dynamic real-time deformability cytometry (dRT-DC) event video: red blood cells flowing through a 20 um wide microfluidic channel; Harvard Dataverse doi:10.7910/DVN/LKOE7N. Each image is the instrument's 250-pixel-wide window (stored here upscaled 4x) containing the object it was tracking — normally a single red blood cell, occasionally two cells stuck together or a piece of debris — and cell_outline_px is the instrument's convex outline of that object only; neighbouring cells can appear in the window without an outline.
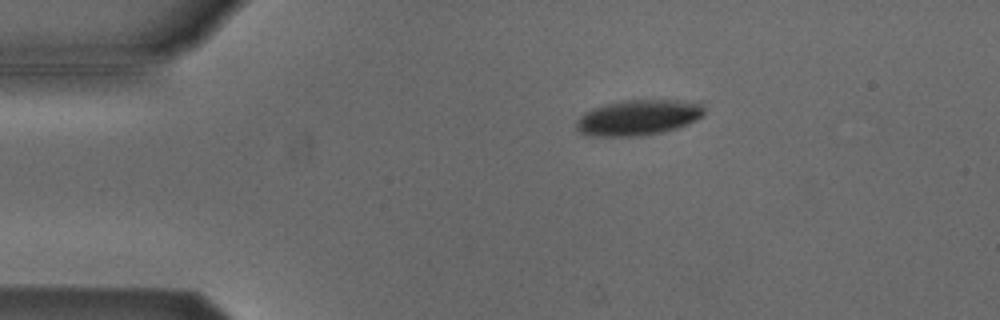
{"species": "Egyptian fruit bat (a non-hibernating species)", "species_latin": "Rousettus aegyptiacus", "temperature_condition": "cold", "stored_images_in_passage": 47, "camera_frame_rate_fps": 3000, "um_per_image_px": 0.085, "animal": {"sex": "male"}, "frame": {"image": 1, "passage_image": 4, "time_ms": 1.0, "image_size_px": [1000, 320], "cell_outline_px": [[704, 116], [688, 124], [676, 128], [660, 132], [640, 136], [592, 136], [580, 132], [576, 128], [576, 120], [584, 112], [592, 108], [604, 104], [620, 100], [704, 100]], "centroid_in_image_um": [54.31, 9.96], "position_along_channel_um": 30.7, "area_um2": 26.99}}
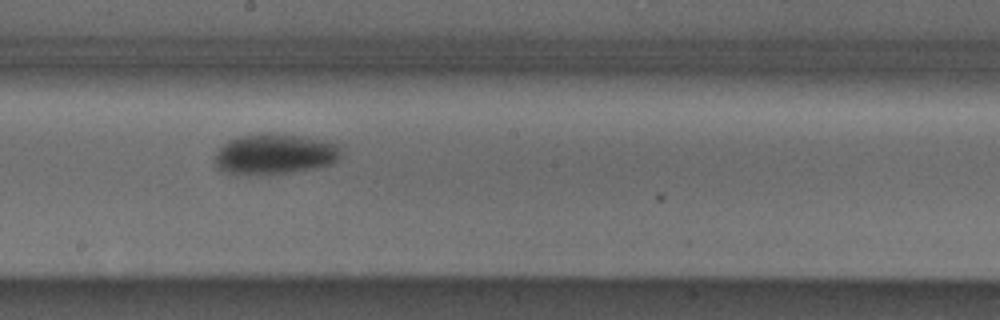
{"frame": {"image": 2, "passage_image": 23, "time_ms": 7.333, "image_size_px": [1000, 320], "cell_outline_px": [[344, 148], [340, 156], [332, 164], [316, 168], [292, 172], [256, 176], [228, 176], [220, 172], [212, 164], [212, 160], [216, 152], [228, 140], [240, 136], [260, 132], [268, 132], [300, 136], [324, 140], [340, 144]], "centroid_in_image_um": [23.27, 13.13], "position_along_channel_um": 224.9, "area_um2": 31.27}}
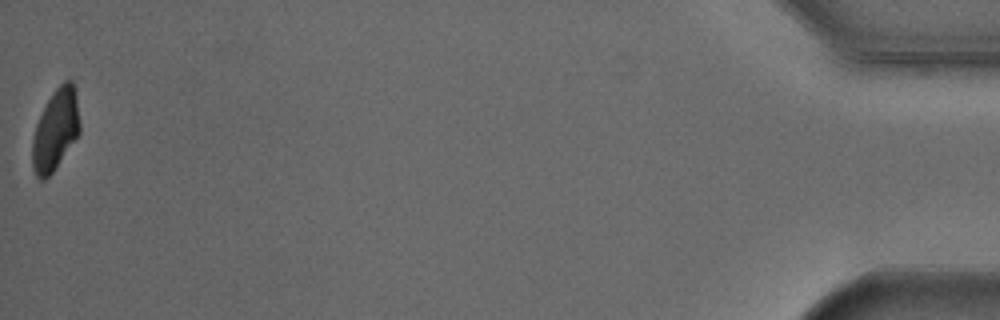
{"frame": {"image": 3, "passage_image": 47, "time_ms": 15.333, "image_size_px": [1000, 320], "cell_outline_px": [[80, 132], [52, 172], [44, 180], [40, 180], [36, 176], [32, 168], [32, 140], [36, 124], [52, 92], [64, 80], [72, 80], [76, 88], [80, 124]], "centroid_in_image_um": [4.72, 11.01], "position_along_channel_um": 430.5, "area_um2": 22.37}, "authors_computed_cell_mechanics": {"area_um2": 27.3394, "velocity_mm_per_s": 3.8544, "shape_relaxation_time_tau1_ms": 2.4934, "shape_relaxation_time_tau2_ms": null, "deformation_change_tau1": 0.1171, "deformation_change_tau2": null}}